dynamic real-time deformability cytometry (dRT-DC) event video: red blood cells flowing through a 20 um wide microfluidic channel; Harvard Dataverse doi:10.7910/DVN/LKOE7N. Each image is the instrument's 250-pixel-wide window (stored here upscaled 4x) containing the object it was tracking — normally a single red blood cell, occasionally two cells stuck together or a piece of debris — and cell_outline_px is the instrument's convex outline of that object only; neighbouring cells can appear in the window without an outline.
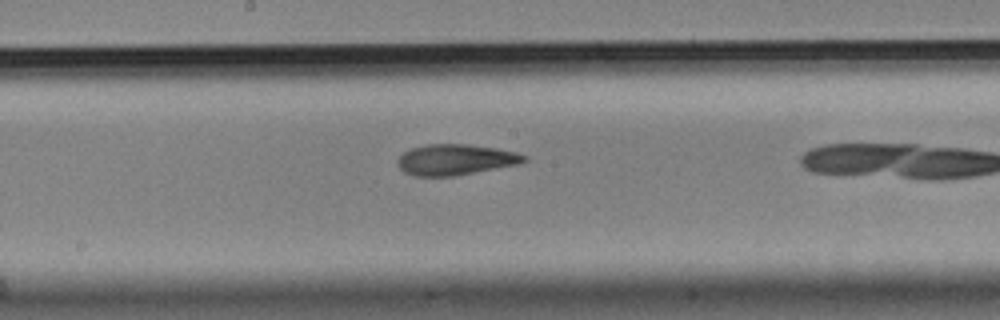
{"species": "Egyptian fruit bat (a non-hibernating species)", "species_latin": "Rousettus aegyptiacus", "temperature_condition": "cold", "stored_images_in_passage": 10, "camera_frame_rate_fps": 3000, "um_per_image_px": 0.085, "animal": {"sex": "male"}, "frame": {"image": 1, "passage_image": 9, "time_ms": 2.667, "image_size_px": [1000, 320], "cell_outline_px": [[528, 160], [520, 164], [452, 176], [416, 176], [404, 172], [396, 164], [396, 160], [404, 152], [412, 148], [424, 144], [464, 144], [496, 148], [516, 152], [528, 156]], "centroid_in_image_um": [38.72, 13.57], "position_along_channel_um": 209.5, "area_um2": 22.72}}